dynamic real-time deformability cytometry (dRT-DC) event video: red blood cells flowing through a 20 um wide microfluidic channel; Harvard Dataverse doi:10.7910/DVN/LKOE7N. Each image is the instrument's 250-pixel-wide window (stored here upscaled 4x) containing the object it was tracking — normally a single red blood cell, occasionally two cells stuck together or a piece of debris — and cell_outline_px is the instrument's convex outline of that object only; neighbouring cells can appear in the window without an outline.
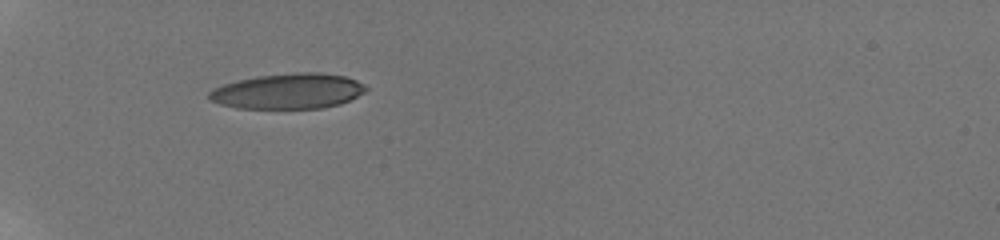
{"species": "human", "species_latin": "Homo sapiens", "temperature_condition": "room temperature", "stored_images_in_passage": 31, "camera_frame_rate_fps": 3000, "um_per_image_px": 0.085, "donor": {"sex": "male"}, "frame": {"image": 1, "passage_image": 1, "time_ms": 0.0, "image_size_px": [1000, 240], "cell_outline_px": [[368, 88], [364, 92], [340, 104], [324, 108], [236, 108], [220, 104], [208, 100], [208, 92], [212, 88], [224, 84], [256, 76], [296, 72], [320, 72], [344, 76], [356, 80], [364, 84]], "centroid_in_image_um": [24.47, 7.75], "position_along_channel_um": 60.5, "area_um2": 32.37}}
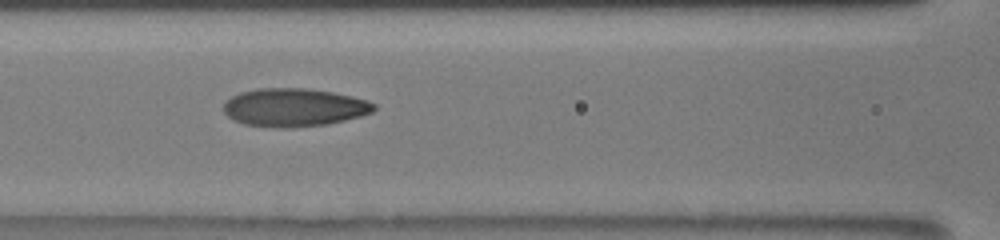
{"frame": {"image": 2, "passage_image": 6, "time_ms": 2.667, "image_size_px": [1000, 240], "cell_outline_px": [[376, 108], [372, 112], [360, 116], [328, 124], [292, 128], [276, 128], [244, 124], [228, 116], [224, 112], [224, 104], [232, 96], [240, 92], [256, 88], [304, 88], [332, 92], [352, 96], [368, 100], [376, 104]], "centroid_in_image_um": [25.01, 9.13], "position_along_channel_um": 141.6, "area_um2": 33.52}}
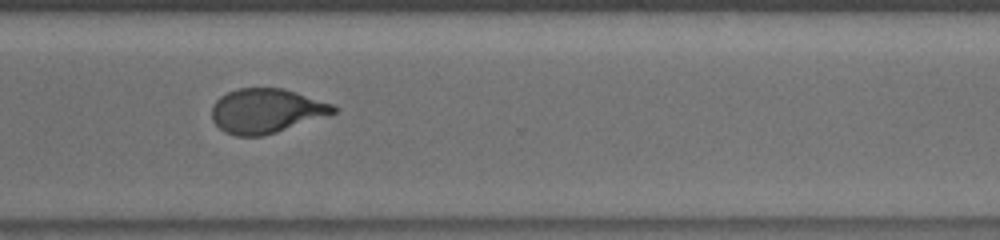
{"frame": {"image": 3, "passage_image": 20, "time_ms": 8.0, "image_size_px": [1000, 240], "cell_outline_px": [[336, 112], [328, 116], [264, 136], [236, 136], [224, 132], [212, 120], [212, 104], [220, 96], [236, 88], [284, 88], [332, 104], [336, 108]], "centroid_in_image_um": [22.61, 9.43], "position_along_channel_um": 348.0, "area_um2": 31.62}, "authors_computed_cell_mechanics": {"area_um2": 32.079, "velocity_mm_per_s": 3.8813, "shape_relaxation_time_tau1_ms": 5.4443, "shape_relaxation_time_tau2_ms": 1.0216, "deformation_change_tau1": 0.1932, "deformation_change_tau2": 0.0735}}